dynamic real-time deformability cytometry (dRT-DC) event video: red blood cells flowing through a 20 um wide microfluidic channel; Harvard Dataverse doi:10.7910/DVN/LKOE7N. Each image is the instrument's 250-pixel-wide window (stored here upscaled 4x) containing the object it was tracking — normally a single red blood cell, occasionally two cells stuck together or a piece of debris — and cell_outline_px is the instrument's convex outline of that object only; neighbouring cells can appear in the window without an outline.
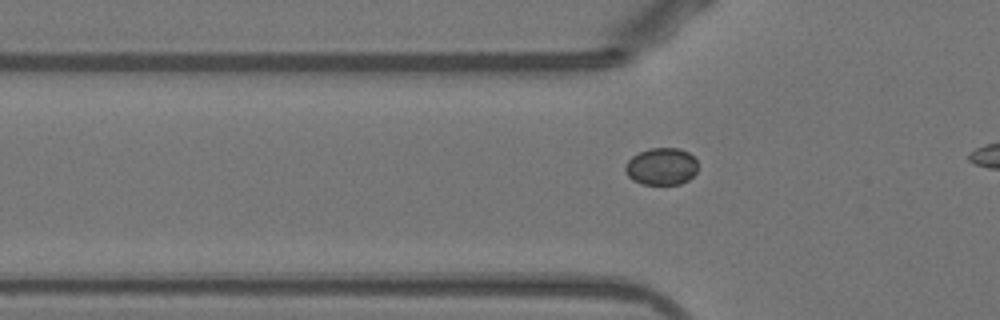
{"species": "Egyptian fruit bat (a non-hibernating species)", "species_latin": "Rousettus aegyptiacus", "temperature_condition": "warm", "stored_images_in_passage": 25, "camera_frame_rate_fps": 3000, "um_per_image_px": 0.085, "animal": {"sex": "female"}, "frame": {"image": 1, "passage_image": 3, "time_ms": 0.667, "image_size_px": [1000, 320], "cell_outline_px": [[696, 172], [688, 180], [680, 184], [644, 184], [632, 180], [628, 176], [624, 168], [628, 160], [632, 156], [640, 152], [652, 148], [680, 148], [688, 152], [696, 160]], "centroid_in_image_um": [56.21, 14.15], "position_along_channel_um": 69.6, "area_um2": 15.61}}
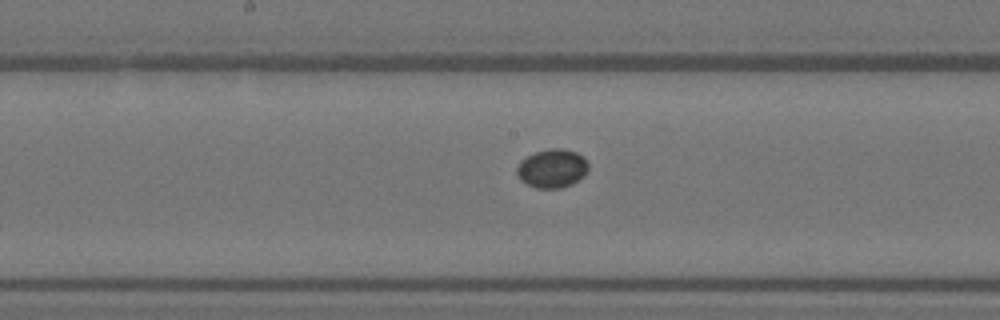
{"frame": {"image": 2, "passage_image": 13, "time_ms": 4.0, "image_size_px": [1000, 320], "cell_outline_px": [[588, 168], [584, 176], [572, 184], [560, 188], [536, 188], [520, 180], [516, 172], [516, 168], [520, 160], [536, 152], [552, 148], [564, 148], [576, 152], [584, 156], [588, 164]], "centroid_in_image_um": [46.94, 14.31], "position_along_channel_um": 201.3, "area_um2": 16.18}}
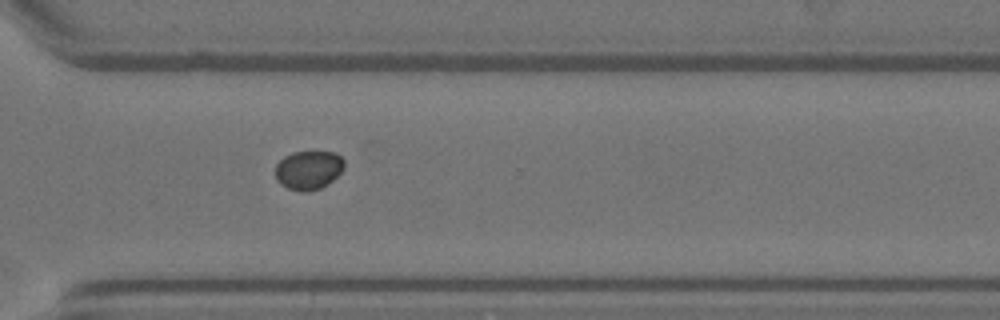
{"frame": {"image": 3, "passage_image": 24, "time_ms": 7.667, "image_size_px": [1000, 320], "cell_outline_px": [[344, 168], [328, 184], [320, 188], [304, 192], [288, 188], [280, 184], [276, 180], [276, 164], [284, 156], [292, 152], [336, 152], [344, 160]], "centroid_in_image_um": [26.21, 14.44], "position_along_channel_um": 344.4, "area_um2": 15.55}}